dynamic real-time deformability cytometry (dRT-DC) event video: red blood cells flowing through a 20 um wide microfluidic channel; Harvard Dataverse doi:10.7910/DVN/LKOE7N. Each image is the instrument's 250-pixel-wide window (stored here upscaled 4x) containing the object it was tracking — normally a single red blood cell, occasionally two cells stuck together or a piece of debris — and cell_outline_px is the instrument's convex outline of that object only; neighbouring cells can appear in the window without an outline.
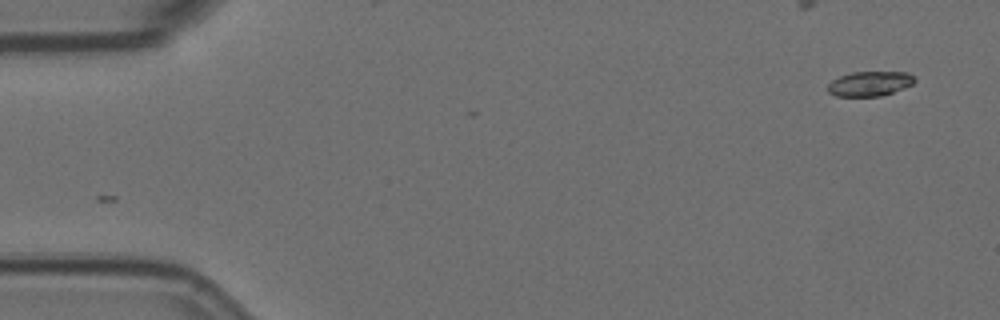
{"species": "Egyptian fruit bat (a non-hibernating species)", "species_latin": "Rousettus aegyptiacus", "temperature_condition": "room temperature", "stored_images_in_passage": 2, "camera_frame_rate_fps": 3000, "um_per_image_px": 0.085, "animal": {"sex": "female"}, "frame": {"image": 1, "passage_image": 2, "time_ms": 0.333, "image_size_px": [1000, 320], "cell_outline_px": [[916, 80], [912, 84], [904, 88], [880, 96], [836, 96], [828, 92], [828, 84], [832, 80], [840, 76], [852, 72], [908, 72]], "centroid_in_image_um": [73.92, 7.11], "position_along_channel_um": 11.1, "area_um2": 12.43}}